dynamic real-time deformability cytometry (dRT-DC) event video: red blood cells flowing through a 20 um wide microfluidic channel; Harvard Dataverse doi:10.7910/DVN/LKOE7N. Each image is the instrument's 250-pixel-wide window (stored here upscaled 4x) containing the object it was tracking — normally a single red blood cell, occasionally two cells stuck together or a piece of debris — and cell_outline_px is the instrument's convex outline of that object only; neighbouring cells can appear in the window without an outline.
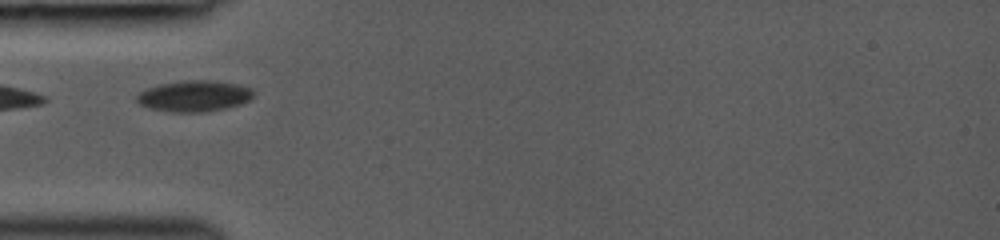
{"species": "common noctule bat (a hibernating species)", "species_latin": "Nyctalus noctula", "temperature_condition": "room temperature", "stored_images_in_passage": 4, "camera_frame_rate_fps": 3000, "um_per_image_px": 0.085, "animal": {"sex": "female", "body_mass_g": 19.0, "forearm_length_mm": 53.3}, "frame": {"image": 1, "passage_image": 1, "time_ms": 0.0, "image_size_px": [1000, 240], "cell_outline_px": [[252, 100], [240, 104], [224, 108], [204, 112], [172, 112], [148, 108], [140, 104], [136, 100], [136, 92], [160, 84], [188, 80], [212, 80], [236, 84], [252, 88]], "centroid_in_image_um": [16.48, 8.16], "position_along_channel_um": 68.5, "area_um2": 21.15}}
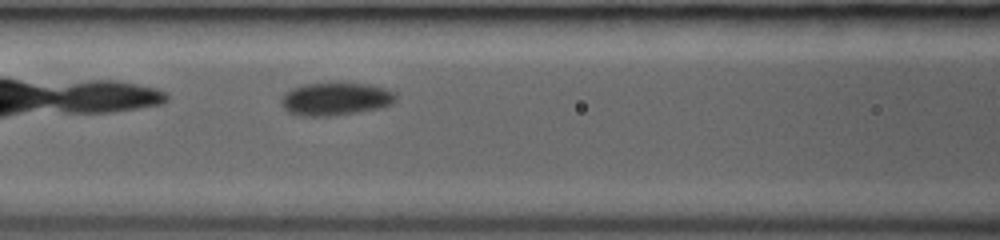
{"frame": {"image": 2, "passage_image": 4, "time_ms": 1.667, "image_size_px": [1000, 240], "cell_outline_px": [[396, 100], [392, 104], [380, 108], [332, 116], [300, 116], [288, 112], [284, 108], [280, 100], [284, 92], [292, 88], [304, 84], [332, 80], [372, 84], [396, 92]], "centroid_in_image_um": [28.52, 8.36], "position_along_channel_um": 138.1, "area_um2": 22.89}}